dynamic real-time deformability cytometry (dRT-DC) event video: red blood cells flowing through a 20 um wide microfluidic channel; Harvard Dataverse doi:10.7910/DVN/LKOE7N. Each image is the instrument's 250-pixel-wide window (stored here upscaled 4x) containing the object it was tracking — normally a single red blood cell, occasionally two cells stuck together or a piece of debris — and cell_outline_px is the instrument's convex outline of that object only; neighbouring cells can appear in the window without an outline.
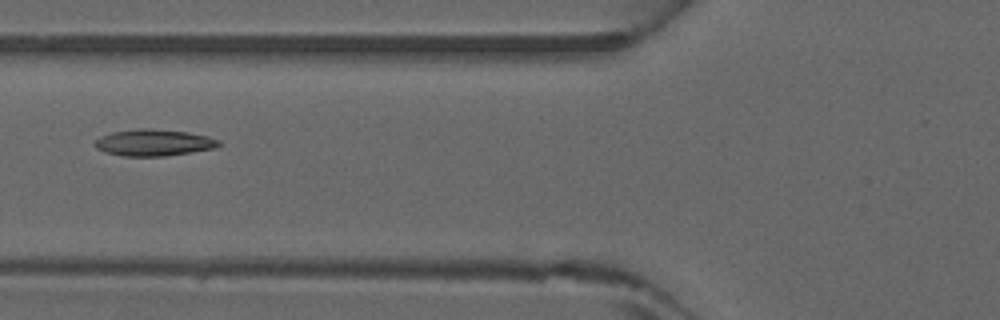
{"species": "common noctule bat (a hibernating species)", "species_latin": "Nyctalus noctula", "temperature_condition": "warm", "stored_images_in_passage": 3, "camera_frame_rate_fps": 3000, "um_per_image_px": 0.085, "animal": {"sex": "male", "forearm_length_mm": 52.5}, "frame": {"image": 1, "passage_image": 2, "time_ms": 0.333, "image_size_px": [1000, 320], "cell_outline_px": [[220, 144], [216, 148], [164, 156], [124, 156], [104, 152], [96, 148], [92, 144], [100, 136], [112, 132], [140, 128], [152, 128], [188, 132], [208, 136], [220, 140]], "centroid_in_image_um": [13.05, 12.12], "position_along_channel_um": 112.7, "area_um2": 19.31}}
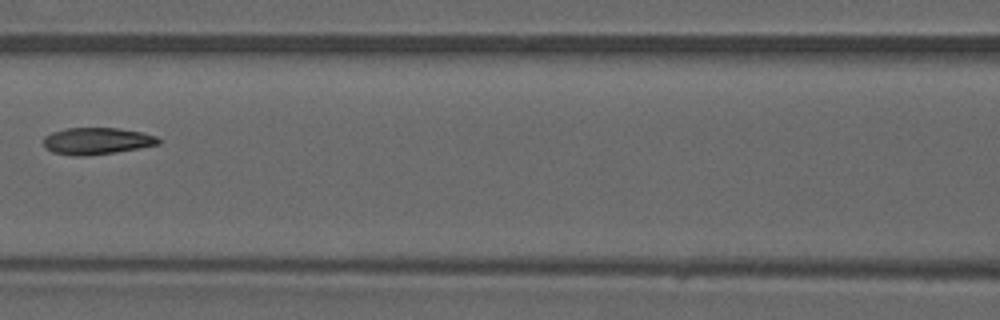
{"frame": {"image": 2, "passage_image": 3, "time_ms": 0.667, "image_size_px": [1000, 320], "cell_outline_px": [[160, 144], [140, 148], [116, 152], [84, 156], [72, 156], [52, 152], [44, 148], [44, 136], [52, 132], [68, 128], [120, 128], [140, 132], [156, 136], [160, 140]], "centroid_in_image_um": [8.21, 11.99], "position_along_channel_um": 158.4, "area_um2": 18.03}}